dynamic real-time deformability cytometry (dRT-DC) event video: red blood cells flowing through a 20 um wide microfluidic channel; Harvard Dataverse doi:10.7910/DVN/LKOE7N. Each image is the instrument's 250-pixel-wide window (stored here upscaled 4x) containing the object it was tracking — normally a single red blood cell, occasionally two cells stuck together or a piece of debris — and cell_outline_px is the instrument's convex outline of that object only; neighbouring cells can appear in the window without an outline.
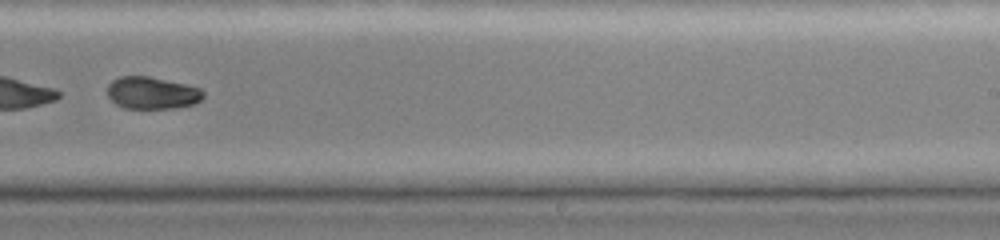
{"species": "common noctule bat (a hibernating species)", "species_latin": "Nyctalus noctula", "temperature_condition": "cold", "stored_images_in_passage": 41, "camera_frame_rate_fps": 3000, "um_per_image_px": 0.085, "animal": {"sex": "female", "body_mass_g": 19.0, "forearm_length_mm": 51.5}, "frame": {"image": 1, "passage_image": 28, "time_ms": 9.667, "image_size_px": [1000, 240], "cell_outline_px": [[204, 96], [196, 104], [176, 108], [124, 108], [116, 104], [108, 96], [108, 84], [112, 80], [120, 76], [148, 76], [184, 84], [200, 88], [204, 92]], "centroid_in_image_um": [12.93, 7.9], "position_along_channel_um": 276.1, "area_um2": 17.98}}
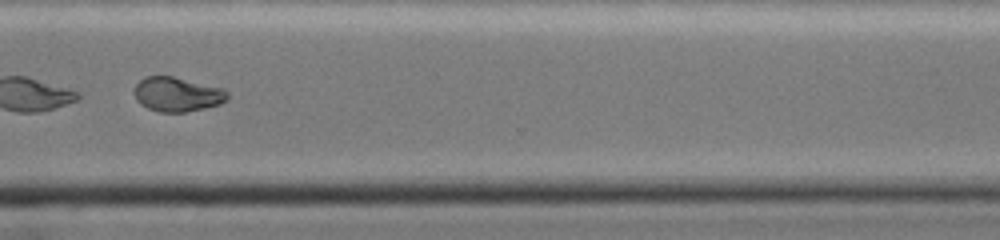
{"frame": {"image": 2, "passage_image": 33, "time_ms": 11.667, "image_size_px": [1000, 240], "cell_outline_px": [[228, 100], [220, 104], [204, 108], [184, 112], [160, 112], [148, 108], [140, 104], [136, 100], [132, 92], [136, 84], [144, 76], [172, 76], [224, 88], [228, 92]], "centroid_in_image_um": [15.05, 8.01], "position_along_channel_um": 355.5, "area_um2": 18.9}}